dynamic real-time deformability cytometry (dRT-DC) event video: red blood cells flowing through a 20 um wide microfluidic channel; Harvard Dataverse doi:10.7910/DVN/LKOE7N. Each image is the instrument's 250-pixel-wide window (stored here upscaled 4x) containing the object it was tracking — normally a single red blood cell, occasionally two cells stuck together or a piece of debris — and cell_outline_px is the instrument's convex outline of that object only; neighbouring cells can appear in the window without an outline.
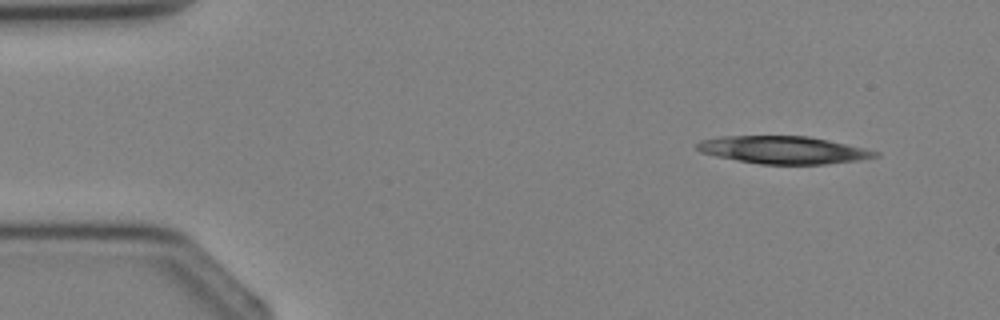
{"species": "Egyptian fruit bat (a non-hibernating species)", "species_latin": "Rousettus aegyptiacus", "temperature_condition": "cold", "stored_images_in_passage": 2, "camera_frame_rate_fps": 3000, "um_per_image_px": 0.085, "animal": {"sex": "female"}, "frame": {"image": 1, "passage_image": 1, "time_ms": 0.0, "image_size_px": [1000, 320], "cell_outline_px": [[880, 156], [860, 160], [828, 164], [760, 164], [716, 156], [700, 152], [696, 148], [696, 144], [700, 140], [720, 136], [808, 136], [828, 140], [864, 148], [880, 152]], "centroid_in_image_um": [66.59, 12.74], "position_along_channel_um": 18.4, "area_um2": 28.61}}
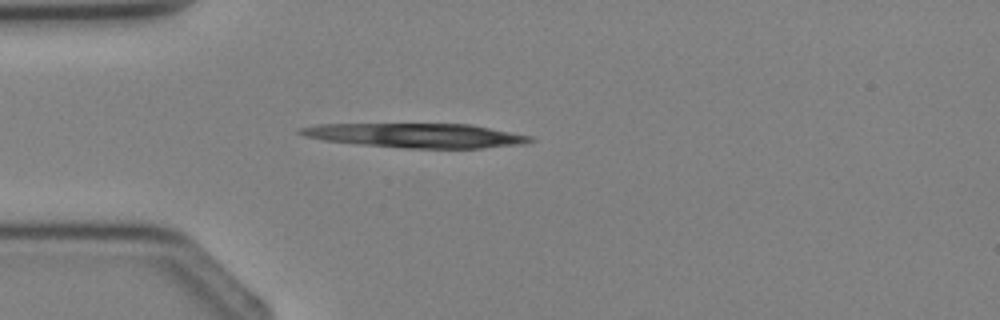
{"frame": {"image": 2, "passage_image": 2, "time_ms": 2.0, "image_size_px": [1000, 320], "cell_outline_px": [[536, 140], [524, 144], [480, 148], [404, 148], [324, 140], [304, 136], [296, 132], [296, 128], [316, 124], [472, 124], [532, 136]], "centroid_in_image_um": [35.39, 11.5], "position_along_channel_um": 49.6, "area_um2": 32.6}}